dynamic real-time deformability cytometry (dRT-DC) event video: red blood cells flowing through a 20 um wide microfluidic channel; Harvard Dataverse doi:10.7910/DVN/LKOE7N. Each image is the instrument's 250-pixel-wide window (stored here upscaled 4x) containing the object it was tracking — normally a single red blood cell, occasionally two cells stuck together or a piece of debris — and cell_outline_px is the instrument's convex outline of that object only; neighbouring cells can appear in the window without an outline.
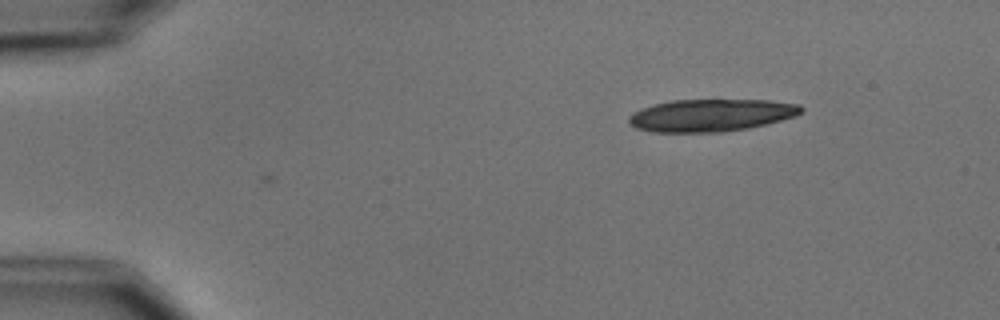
{"species": "common noctule bat (a hibernating species)", "species_latin": "Nyctalus noctula", "temperature_condition": "cold", "stored_images_in_passage": 4, "camera_frame_rate_fps": 3000, "um_per_image_px": 0.085, "animal": {"sex": "male", "body_mass_g": 15.6}, "frame": {"image": 1, "passage_image": 4, "time_ms": 3.667, "image_size_px": [1000, 320], "cell_outline_px": [[804, 112], [796, 116], [748, 128], [720, 132], [652, 132], [636, 128], [628, 124], [628, 116], [632, 112], [640, 108], [652, 104], [672, 100], [768, 100], [800, 104], [804, 108]], "centroid_in_image_um": [60.41, 9.79], "position_along_channel_um": 24.6, "area_um2": 32.77}}